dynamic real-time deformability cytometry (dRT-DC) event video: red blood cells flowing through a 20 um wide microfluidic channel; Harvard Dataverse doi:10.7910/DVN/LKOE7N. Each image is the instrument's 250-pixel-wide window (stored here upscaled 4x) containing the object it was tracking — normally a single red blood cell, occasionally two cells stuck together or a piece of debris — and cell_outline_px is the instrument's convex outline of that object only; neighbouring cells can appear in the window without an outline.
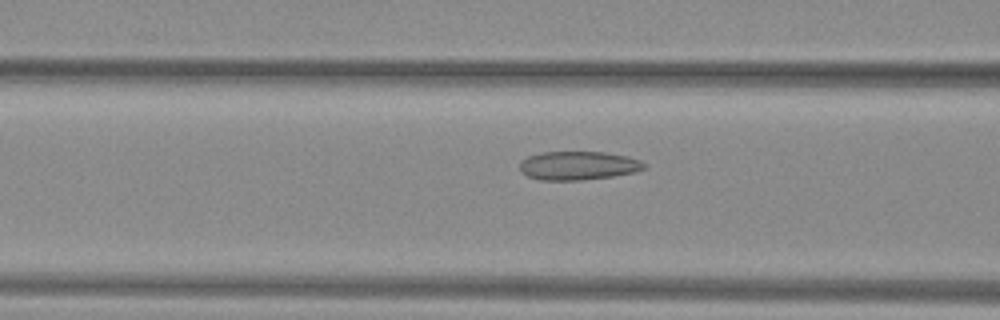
{"species": "common noctule bat (a hibernating species)", "species_latin": "Nyctalus noctula", "temperature_condition": "warm", "stored_images_in_passage": 52, "camera_frame_rate_fps": 3000, "um_per_image_px": 0.085, "animal": {"sex": "female", "body_mass_g": 29.2, "forearm_length_mm": 56.3}, "frame": {"image": 1, "passage_image": 22, "time_ms": 7.0, "image_size_px": [1000, 320], "cell_outline_px": [[648, 168], [636, 172], [612, 176], [580, 180], [540, 180], [528, 176], [520, 172], [520, 160], [528, 156], [544, 152], [604, 152], [628, 156], [640, 160]], "centroid_in_image_um": [49.15, 14.07], "position_along_channel_um": 117.4, "area_um2": 20.87}}
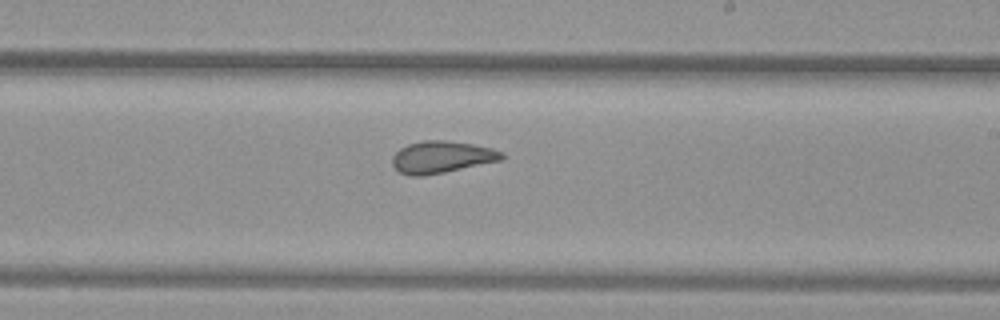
{"frame": {"image": 2, "passage_image": 32, "time_ms": 10.333, "image_size_px": [1000, 320], "cell_outline_px": [[504, 160], [424, 176], [408, 176], [400, 172], [392, 164], [392, 156], [400, 148], [408, 144], [424, 140], [444, 140], [472, 144], [492, 148], [504, 152]], "centroid_in_image_um": [37.56, 13.35], "position_along_channel_um": 251.4, "area_um2": 20.52}}
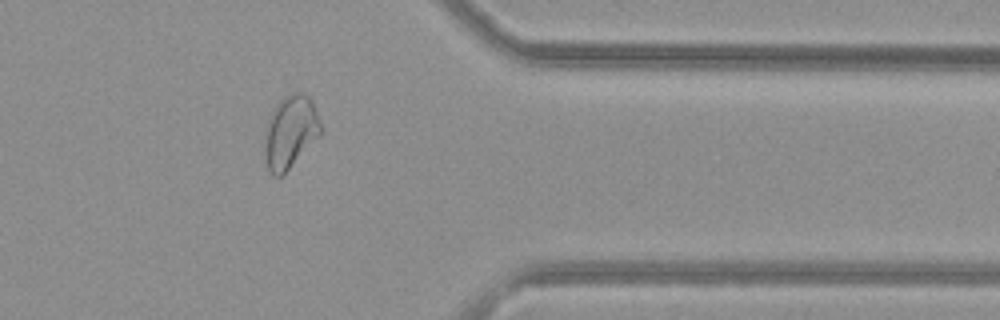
{"frame": {"image": 3, "passage_image": 43, "time_ms": 14.0, "image_size_px": [1000, 320], "cell_outline_px": [[324, 128], [288, 168], [280, 176], [272, 176], [268, 168], [268, 120], [276, 104], [284, 96], [292, 92], [300, 92], [308, 96], [312, 100]], "centroid_in_image_um": [24.75, 11.11], "position_along_channel_um": 386.7, "area_um2": 22.43}, "authors_computed_cell_mechanics": {"area_um2": 23.4957, "velocity_mm_per_s": 4.0259, "shape_relaxation_time_tau1_ms": null, "shape_relaxation_time_tau2_ms": 1.4811, "deformation_change_tau1": null, "deformation_change_tau2": 0.0781}}